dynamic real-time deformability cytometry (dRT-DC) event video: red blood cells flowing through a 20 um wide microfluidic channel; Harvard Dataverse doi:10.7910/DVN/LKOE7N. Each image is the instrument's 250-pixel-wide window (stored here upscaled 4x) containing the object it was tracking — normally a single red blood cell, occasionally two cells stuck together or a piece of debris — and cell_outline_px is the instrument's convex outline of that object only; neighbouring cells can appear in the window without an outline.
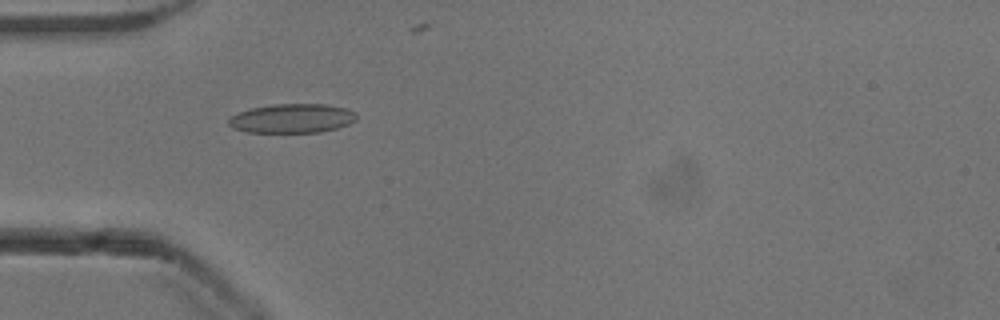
{"species": "common noctule bat (a hibernating species)", "species_latin": "Nyctalus noctula", "temperature_condition": "cold", "stored_images_in_passage": 28, "camera_frame_rate_fps": 3000, "um_per_image_px": 0.085, "animal": {"sex": "male", "body_mass_g": 13.3}, "frame": {"image": 1, "passage_image": 2, "time_ms": 0.333, "image_size_px": [1000, 320], "cell_outline_px": [[356, 120], [348, 124], [336, 128], [320, 132], [248, 132], [232, 128], [228, 124], [228, 116], [252, 108], [272, 104], [324, 104], [344, 108], [356, 112]], "centroid_in_image_um": [24.8, 10.06], "position_along_channel_um": 60.2, "area_um2": 21.68}}
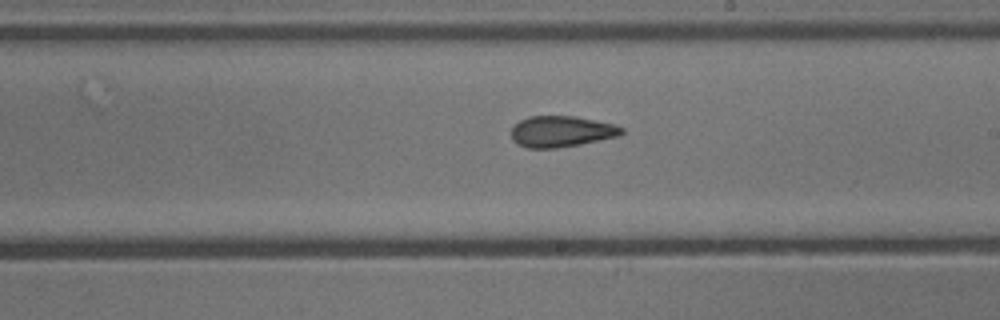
{"frame": {"image": 2, "passage_image": 16, "time_ms": 5.0, "image_size_px": [1000, 320], "cell_outline_px": [[624, 132], [620, 136], [580, 144], [556, 148], [528, 148], [516, 144], [512, 140], [512, 128], [520, 120], [528, 116], [576, 116], [616, 124], [624, 128]], "centroid_in_image_um": [47.74, 11.17], "position_along_channel_um": 241.3, "area_um2": 20.17}}
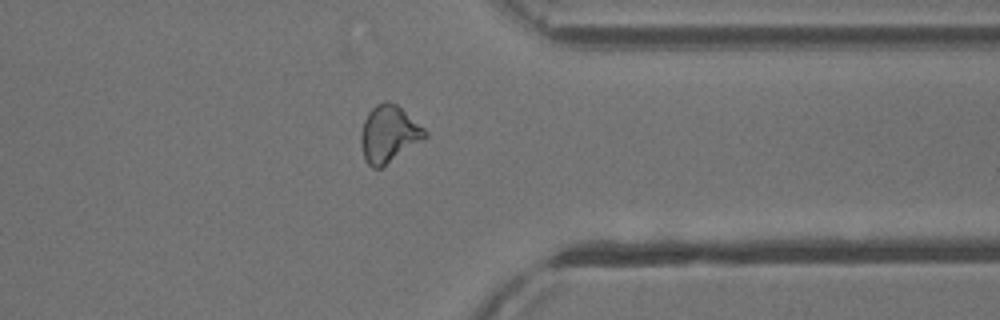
{"frame": {"image": 3, "passage_image": 27, "time_ms": 8.667, "image_size_px": [1000, 320], "cell_outline_px": [[428, 136], [380, 168], [372, 168], [364, 160], [360, 144], [360, 132], [364, 120], [368, 112], [376, 104], [384, 100], [388, 100], [396, 104], [424, 128], [428, 132]], "centroid_in_image_um": [33.01, 11.37], "position_along_channel_um": 378.4, "area_um2": 21.15}}